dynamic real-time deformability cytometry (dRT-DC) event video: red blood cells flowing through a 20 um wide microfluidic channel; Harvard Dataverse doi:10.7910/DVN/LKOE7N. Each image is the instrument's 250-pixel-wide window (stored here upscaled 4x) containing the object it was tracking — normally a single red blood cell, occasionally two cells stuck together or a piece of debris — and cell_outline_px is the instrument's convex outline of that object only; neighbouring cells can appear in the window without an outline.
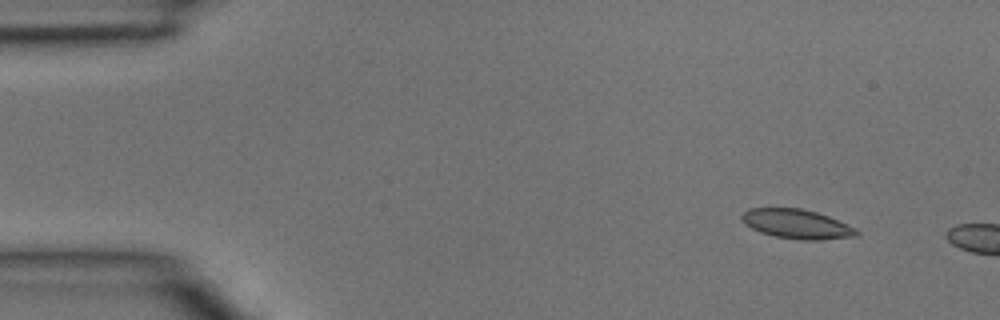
{"species": "common noctule bat (a hibernating species)", "species_latin": "Nyctalus noctula", "temperature_condition": "room temperature", "stored_images_in_passage": 2, "camera_frame_rate_fps": 3000, "um_per_image_px": 0.085, "animal": {"sex": "male", "body_mass_g": 15.6}, "frame": {"image": 1, "passage_image": 1, "time_ms": 0.0, "image_size_px": [1000, 320], "cell_outline_px": [[860, 232], [856, 236], [820, 240], [800, 240], [776, 236], [760, 232], [744, 224], [740, 216], [748, 208], [800, 208], [816, 212], [828, 216], [856, 228]], "centroid_in_image_um": [67.71, 19.04], "position_along_channel_um": 17.3, "area_um2": 19.59}}